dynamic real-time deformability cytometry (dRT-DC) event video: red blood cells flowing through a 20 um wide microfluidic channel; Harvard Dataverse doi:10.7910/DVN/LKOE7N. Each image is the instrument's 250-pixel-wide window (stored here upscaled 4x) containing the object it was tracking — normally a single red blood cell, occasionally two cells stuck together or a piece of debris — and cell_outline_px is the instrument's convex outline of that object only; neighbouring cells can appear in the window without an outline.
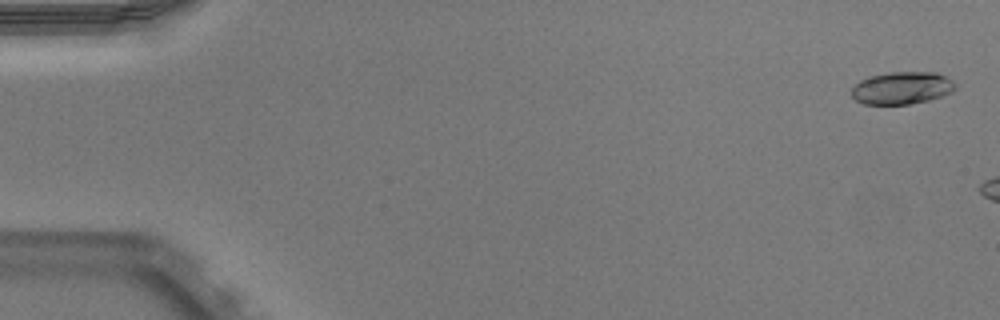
{"species": "Egyptian fruit bat (a non-hibernating species)", "species_latin": "Rousettus aegyptiacus", "temperature_condition": "warm", "stored_images_in_passage": 8, "camera_frame_rate_fps": 3000, "um_per_image_px": 0.085, "animal": {"sex": "male"}, "frame": {"image": 1, "passage_image": 2, "time_ms": 0.333, "image_size_px": [1000, 320], "cell_outline_px": [[956, 88], [952, 92], [928, 100], [908, 104], [864, 104], [856, 100], [852, 96], [852, 88], [860, 80], [872, 76], [888, 72], [936, 72], [952, 80], [956, 84]], "centroid_in_image_um": [76.67, 7.47], "position_along_channel_um": 8.3, "area_um2": 19.48}}